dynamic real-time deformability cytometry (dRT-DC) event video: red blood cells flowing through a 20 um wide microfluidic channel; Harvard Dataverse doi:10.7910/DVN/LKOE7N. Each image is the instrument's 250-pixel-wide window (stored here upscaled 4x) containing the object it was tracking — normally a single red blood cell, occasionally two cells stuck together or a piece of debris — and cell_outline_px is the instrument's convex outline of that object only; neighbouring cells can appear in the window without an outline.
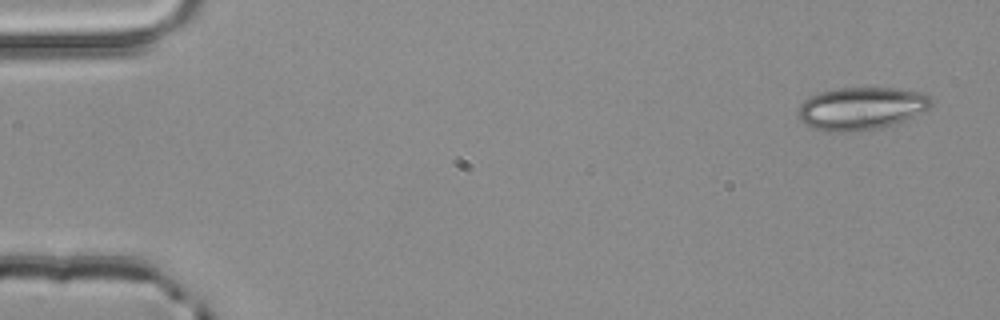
{"species": "common noctule bat (a hibernating species)", "species_latin": "Nyctalus noctula", "temperature_condition": "room temperature", "stored_images_in_passage": 3, "camera_frame_rate_fps": 3000, "um_per_image_px": 0.085, "animal": {"sex": "male", "body_mass_g": 20.4}, "frame": {"image": 1, "passage_image": 1, "time_ms": 0.0, "image_size_px": [1000, 320], "cell_outline_px": [[932, 104], [928, 108], [896, 124], [880, 128], [848, 132], [824, 132], [812, 128], [800, 120], [796, 116], [796, 112], [800, 104], [808, 96], [820, 92], [836, 88], [900, 88], [920, 92], [928, 96], [932, 100]], "centroid_in_image_um": [73.14, 9.22], "position_along_channel_um": 11.9, "area_um2": 33.41}}